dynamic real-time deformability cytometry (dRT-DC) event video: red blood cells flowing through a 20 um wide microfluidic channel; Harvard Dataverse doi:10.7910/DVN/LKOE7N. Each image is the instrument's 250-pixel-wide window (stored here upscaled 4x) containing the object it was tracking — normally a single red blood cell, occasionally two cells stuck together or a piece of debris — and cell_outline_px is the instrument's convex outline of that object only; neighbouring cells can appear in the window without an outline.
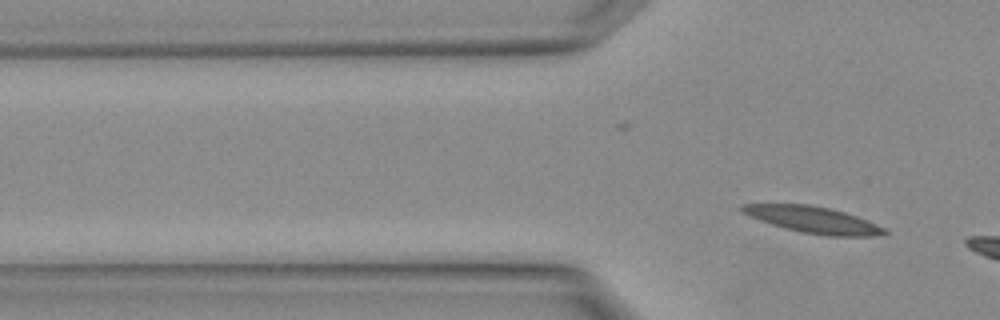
{"species": "Egyptian fruit bat (a non-hibernating species)", "species_latin": "Rousettus aegyptiacus", "temperature_condition": "warm", "stored_images_in_passage": 3, "camera_frame_rate_fps": 3000, "um_per_image_px": 0.085, "animal": {"sex": "female"}, "frame": {"image": 1, "passage_image": 3, "time_ms": 0.667, "image_size_px": [1000, 320], "cell_outline_px": [[888, 232], [872, 236], [828, 236], [800, 232], [784, 228], [760, 220], [744, 212], [740, 208], [744, 204], [808, 204], [832, 208], [856, 216], [884, 228]], "centroid_in_image_um": [69.12, 18.68], "position_along_channel_um": 56.7, "area_um2": 21.56}}